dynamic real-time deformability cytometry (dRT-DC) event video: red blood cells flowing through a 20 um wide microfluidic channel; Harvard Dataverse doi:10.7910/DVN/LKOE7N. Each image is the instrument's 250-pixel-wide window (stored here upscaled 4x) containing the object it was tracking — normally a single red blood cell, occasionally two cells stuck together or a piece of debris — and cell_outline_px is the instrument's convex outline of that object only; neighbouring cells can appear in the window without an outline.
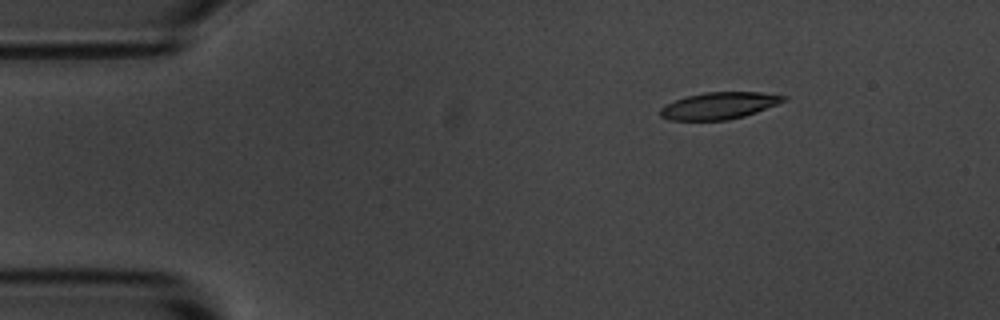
{"species": "common noctule bat (a hibernating species)", "species_latin": "Nyctalus noctula", "temperature_condition": "room temperature", "stored_images_in_passage": 6, "camera_frame_rate_fps": 3000, "um_per_image_px": 0.085, "animal": {"sex": "male", "body_mass_g": 20.1, "forearm_length_mm": 53.5}, "frame": {"image": 1, "passage_image": 3, "time_ms": 2.333, "image_size_px": [1000, 320], "cell_outline_px": [[788, 100], [756, 112], [744, 116], [728, 120], [668, 120], [660, 116], [660, 108], [676, 100], [688, 96], [704, 92], [760, 92], [788, 96]], "centroid_in_image_um": [61.16, 8.98], "position_along_channel_um": 23.8, "area_um2": 19.25}}
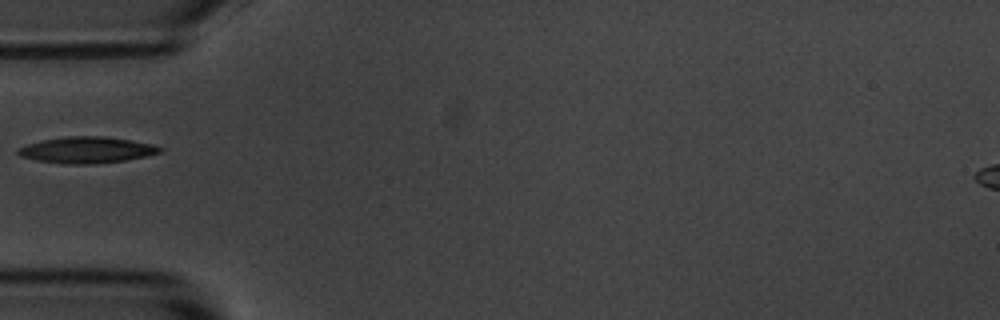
{"frame": {"image": 2, "passage_image": 5, "time_ms": 5.667, "image_size_px": [1000, 320], "cell_outline_px": [[164, 148], [160, 152], [144, 156], [124, 160], [92, 164], [68, 164], [36, 160], [20, 156], [16, 152], [20, 148], [28, 144], [44, 140], [68, 136], [104, 136], [132, 140], [152, 144]], "centroid_in_image_um": [7.39, 12.74], "position_along_channel_um": 77.6, "area_um2": 21.44}}